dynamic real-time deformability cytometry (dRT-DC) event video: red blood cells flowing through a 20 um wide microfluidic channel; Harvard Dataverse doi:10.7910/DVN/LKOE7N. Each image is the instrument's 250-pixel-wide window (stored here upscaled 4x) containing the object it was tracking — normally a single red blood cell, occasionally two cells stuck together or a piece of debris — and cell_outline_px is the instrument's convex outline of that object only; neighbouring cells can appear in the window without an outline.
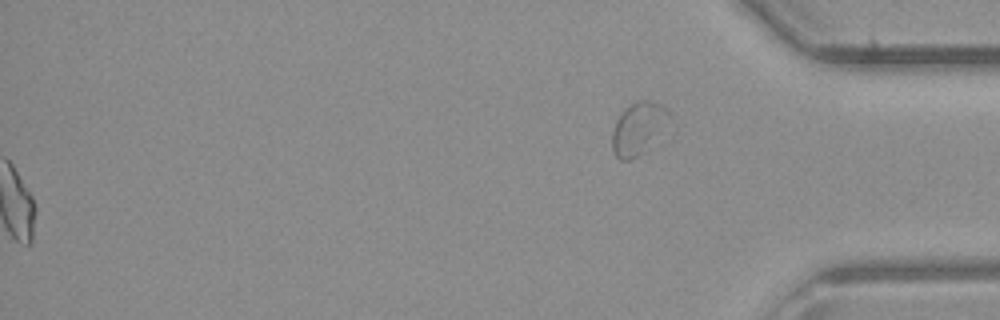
{"species": "common noctule bat (a hibernating species)", "species_latin": "Nyctalus noctula", "temperature_condition": "room temperature", "stored_images_in_passage": 41, "camera_frame_rate_fps": 3000, "um_per_image_px": 0.085, "animal": {"sex": "male", "body_mass_g": 23.1, "forearm_length_mm": 52.7}, "frame": {"image": 1, "passage_image": 41, "time_ms": 13.333, "image_size_px": [1000, 320], "cell_outline_px": [[668, 112], [640, 152], [636, 156], [628, 160], [620, 160], [612, 152], [612, 132], [616, 120], [624, 108], [628, 104], [636, 100], [648, 100], [660, 104], [668, 108]], "centroid_in_image_um": [54.06, 10.84], "position_along_channel_um": 381.1, "area_um2": 15.72}}